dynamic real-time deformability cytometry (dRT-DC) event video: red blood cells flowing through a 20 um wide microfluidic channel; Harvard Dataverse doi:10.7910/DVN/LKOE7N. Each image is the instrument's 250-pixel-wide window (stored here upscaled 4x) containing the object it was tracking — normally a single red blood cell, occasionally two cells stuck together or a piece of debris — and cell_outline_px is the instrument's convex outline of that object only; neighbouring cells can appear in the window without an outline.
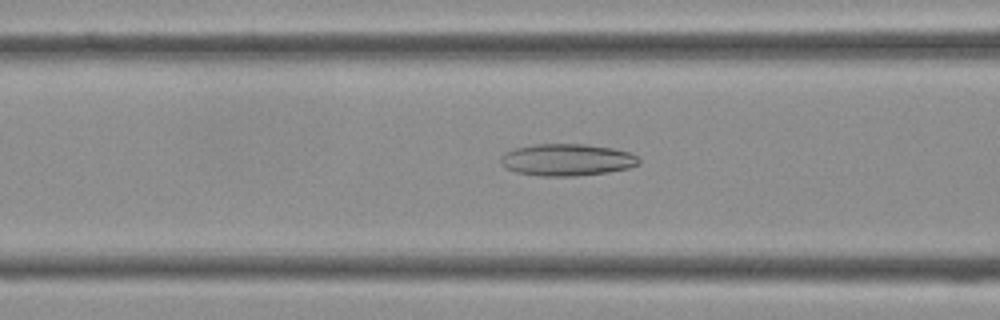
{"species": "Egyptian fruit bat (a non-hibernating species)", "species_latin": "Rousettus aegyptiacus", "temperature_condition": "cold", "stored_images_in_passage": 40, "camera_frame_rate_fps": 3000, "um_per_image_px": 0.085, "frame": {"image": 1, "passage_image": 15, "time_ms": 4.667, "image_size_px": [1000, 320], "cell_outline_px": [[640, 164], [628, 168], [608, 172], [576, 176], [540, 176], [516, 172], [504, 168], [500, 164], [500, 156], [504, 152], [516, 148], [536, 144], [584, 144], [612, 148], [628, 152], [636, 156], [640, 160]], "centroid_in_image_um": [48.15, 13.59], "position_along_channel_um": 118.4, "area_um2": 25.84}}
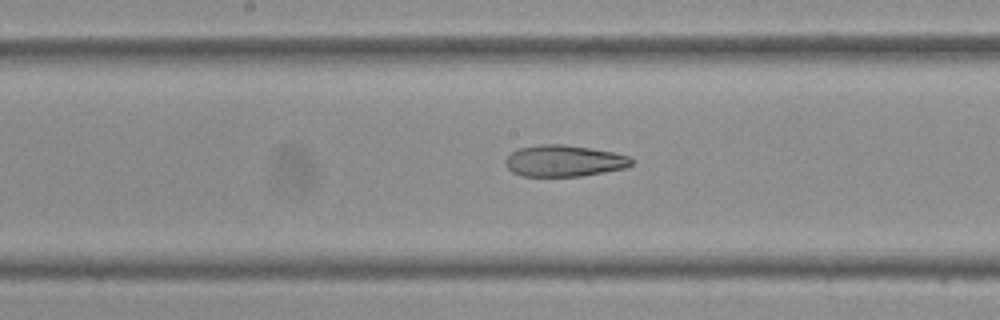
{"frame": {"image": 2, "passage_image": 20, "time_ms": 6.333, "image_size_px": [1000, 320], "cell_outline_px": [[632, 164], [624, 168], [604, 172], [580, 176], [524, 176], [512, 172], [504, 164], [504, 160], [512, 152], [520, 148], [540, 144], [564, 144], [592, 148], [612, 152], [628, 156], [632, 160]], "centroid_in_image_um": [47.92, 13.67], "position_along_channel_um": 200.3, "area_um2": 23.0}}
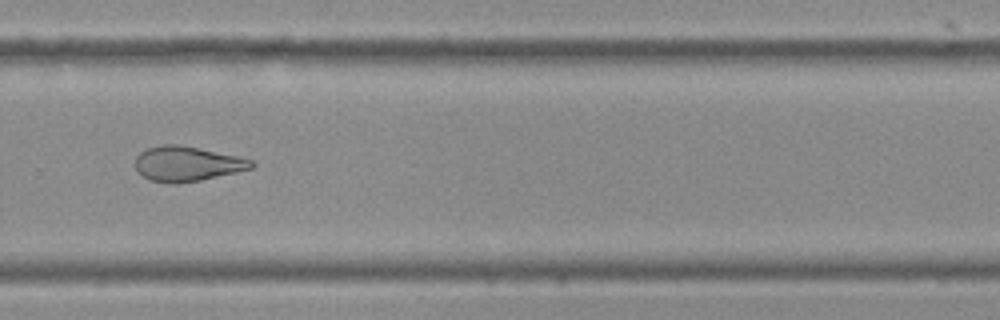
{"frame": {"image": 3, "passage_image": 27, "time_ms": 8.667, "image_size_px": [1000, 320], "cell_outline_px": [[256, 164], [252, 168], [236, 172], [200, 180], [176, 184], [148, 180], [136, 168], [136, 156], [140, 152], [148, 148], [164, 144], [176, 144], [236, 156], [252, 160]], "centroid_in_image_um": [15.89, 13.93], "position_along_channel_um": 313.9, "area_um2": 23.24}}